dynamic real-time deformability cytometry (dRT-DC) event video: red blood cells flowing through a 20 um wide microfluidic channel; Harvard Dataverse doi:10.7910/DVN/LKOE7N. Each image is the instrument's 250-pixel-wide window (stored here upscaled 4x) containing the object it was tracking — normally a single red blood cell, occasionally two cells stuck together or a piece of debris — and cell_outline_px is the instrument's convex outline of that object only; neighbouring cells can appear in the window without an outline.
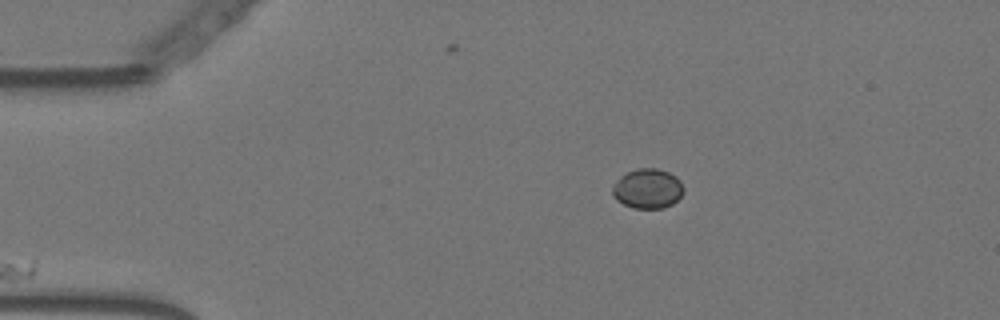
{"species": "Egyptian fruit bat (a non-hibernating species)", "species_latin": "Rousettus aegyptiacus", "temperature_condition": "warm", "stored_images_in_passage": 47, "camera_frame_rate_fps": 3000, "um_per_image_px": 0.085, "animal": {"sex": "female"}, "frame": {"image": 1, "passage_image": 1, "time_ms": 0.0, "image_size_px": [1000, 320], "cell_outline_px": [[684, 192], [672, 204], [664, 208], [632, 208], [616, 200], [612, 196], [612, 184], [620, 176], [628, 172], [640, 168], [656, 168], [668, 172], [676, 176], [680, 180], [684, 188]], "centroid_in_image_um": [55.03, 16.03], "position_along_channel_um": 30.0, "area_um2": 16.59}}
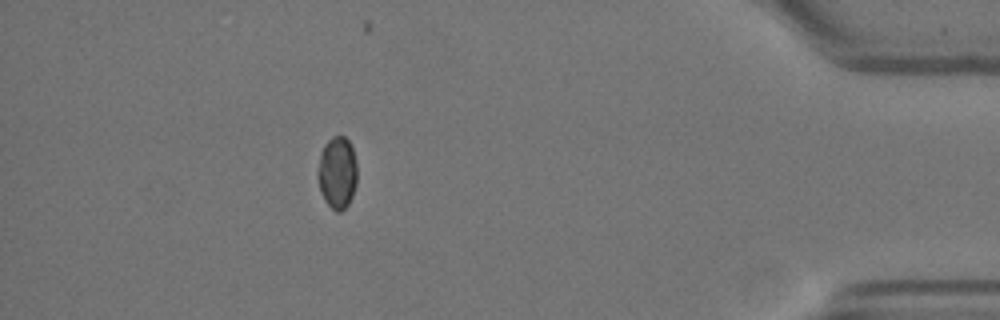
{"frame": {"image": 2, "passage_image": 41, "time_ms": 13.333, "image_size_px": [1000, 320], "cell_outline_px": [[356, 184], [352, 196], [348, 204], [340, 212], [336, 212], [324, 200], [320, 192], [316, 176], [316, 172], [320, 152], [324, 144], [332, 136], [344, 136], [348, 140], [352, 148], [356, 160]], "centroid_in_image_um": [28.63, 14.67], "position_along_channel_um": 406.6, "area_um2": 16.82}}